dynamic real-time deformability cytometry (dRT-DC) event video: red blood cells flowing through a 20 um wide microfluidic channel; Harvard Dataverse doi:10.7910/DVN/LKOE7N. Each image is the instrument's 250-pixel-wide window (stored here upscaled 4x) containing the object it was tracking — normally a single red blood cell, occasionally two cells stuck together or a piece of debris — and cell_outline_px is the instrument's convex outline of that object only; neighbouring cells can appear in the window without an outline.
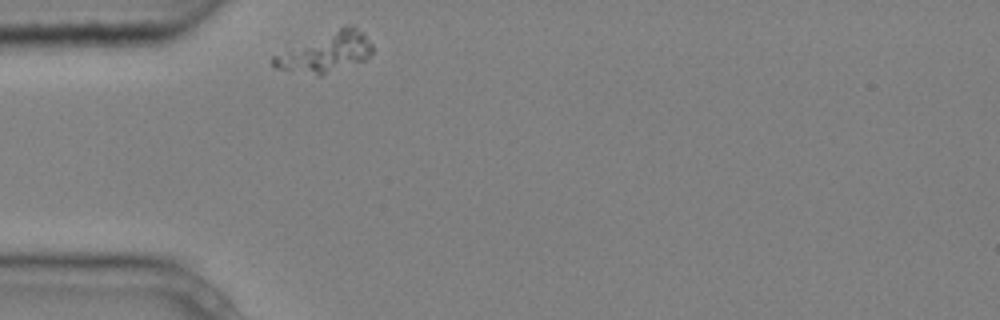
{"species": "common noctule bat (a hibernating species)", "species_latin": "Nyctalus noctula", "temperature_condition": "cold", "stored_images_in_passage": 1, "camera_frame_rate_fps": 3000, "um_per_image_px": 0.085, "animal": {"sex": "male", "body_mass_g": 20.4}, "frame": {"image": 1, "passage_image": 1, "time_ms": 0.0, "image_size_px": [1000, 320], "cell_outline_px": [[372, 52], [364, 60], [320, 76], [272, 68], [272, 56], [344, 24], [352, 24], [364, 32], [372, 44]], "centroid_in_image_um": [27.7, 4.43], "position_along_channel_um": 57.3, "area_um2": 23.0}}